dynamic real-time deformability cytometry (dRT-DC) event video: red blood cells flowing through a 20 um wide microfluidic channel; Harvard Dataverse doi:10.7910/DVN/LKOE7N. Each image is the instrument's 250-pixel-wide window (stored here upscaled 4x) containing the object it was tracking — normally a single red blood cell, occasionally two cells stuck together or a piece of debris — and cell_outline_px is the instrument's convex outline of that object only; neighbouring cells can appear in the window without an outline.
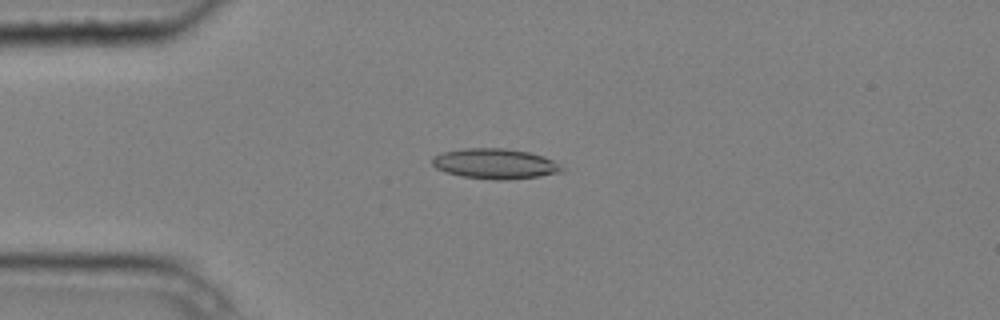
{"species": "common noctule bat (a hibernating species)", "species_latin": "Nyctalus noctula", "temperature_condition": "cold", "stored_images_in_passage": 7, "camera_frame_rate_fps": 3000, "um_per_image_px": 0.085, "animal": {"sex": "male", "body_mass_g": 20.4}, "frame": {"image": 1, "passage_image": 3, "time_ms": 0.667, "image_size_px": [1000, 320], "cell_outline_px": [[568, 168], [564, 172], [540, 176], [508, 180], [496, 180], [464, 176], [444, 172], [436, 168], [432, 164], [432, 156], [444, 152], [464, 148], [504, 148], [528, 152], [544, 156]], "centroid_in_image_um": [42.13, 13.92], "position_along_channel_um": 42.9, "area_um2": 23.06}}
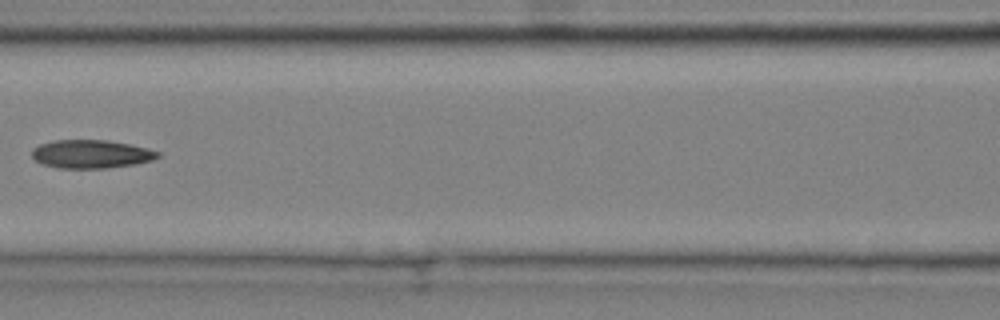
{"frame": {"image": 2, "passage_image": 6, "time_ms": 1.667, "image_size_px": [1000, 320], "cell_outline_px": [[160, 156], [152, 160], [136, 164], [108, 168], [56, 168], [44, 164], [36, 160], [32, 156], [32, 148], [40, 144], [56, 140], [108, 140], [148, 148], [160, 152]], "centroid_in_image_um": [7.76, 13.09], "position_along_channel_um": 158.8, "area_um2": 20.81}}
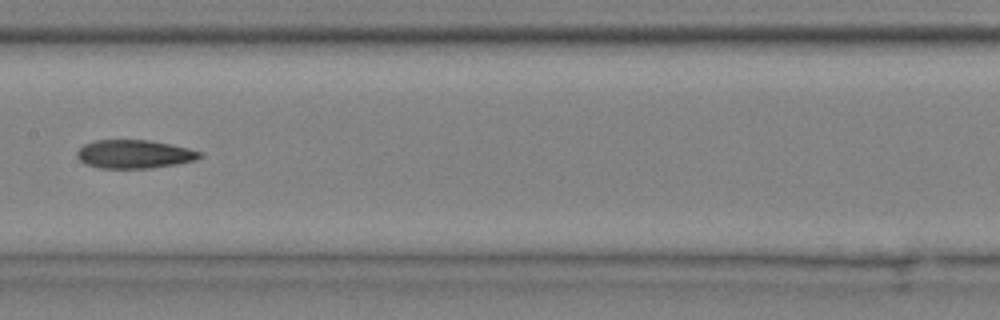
{"frame": {"image": 3, "passage_image": 7, "time_ms": 2.0, "image_size_px": [1000, 320], "cell_outline_px": [[204, 156], [196, 160], [176, 164], [152, 168], [100, 168], [84, 164], [76, 156], [76, 152], [84, 144], [96, 140], [148, 140], [188, 148], [204, 152]], "centroid_in_image_um": [11.43, 13.11], "position_along_channel_um": 196.0, "area_um2": 20.46}}